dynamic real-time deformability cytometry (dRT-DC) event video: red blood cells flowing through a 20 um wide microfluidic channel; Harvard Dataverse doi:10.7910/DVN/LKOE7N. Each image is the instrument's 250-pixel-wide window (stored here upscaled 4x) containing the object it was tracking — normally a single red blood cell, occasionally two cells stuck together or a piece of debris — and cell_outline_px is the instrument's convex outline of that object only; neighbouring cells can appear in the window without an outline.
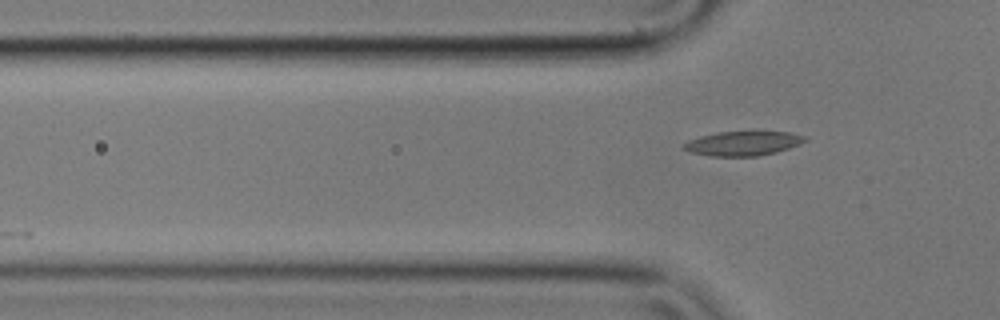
{"species": "common noctule bat (a hibernating species)", "species_latin": "Nyctalus noctula", "temperature_condition": "cold", "stored_images_in_passage": 6, "camera_frame_rate_fps": 3000, "um_per_image_px": 0.085, "animal": {"sex": "male", "body_mass_g": 17.9}, "frame": {"image": 1, "passage_image": 6, "time_ms": 1.667, "image_size_px": [1000, 320], "cell_outline_px": [[808, 140], [800, 144], [776, 152], [756, 156], [712, 156], [692, 152], [684, 148], [684, 144], [688, 140], [700, 136], [716, 132], [788, 132], [808, 136]], "centroid_in_image_um": [63.2, 12.18], "position_along_channel_um": 62.6, "area_um2": 17.05}}